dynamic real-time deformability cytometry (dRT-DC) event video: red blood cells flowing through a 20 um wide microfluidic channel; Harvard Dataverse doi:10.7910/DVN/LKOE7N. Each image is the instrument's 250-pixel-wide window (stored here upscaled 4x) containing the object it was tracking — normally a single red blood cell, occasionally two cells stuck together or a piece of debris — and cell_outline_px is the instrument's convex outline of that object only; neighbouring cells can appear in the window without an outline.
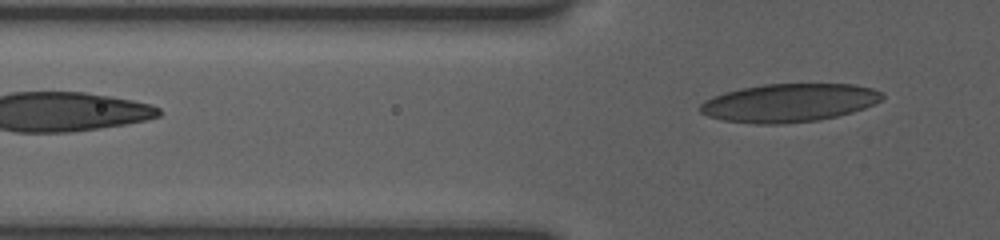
{"species": "human", "species_latin": "Homo sapiens", "temperature_condition": "room temperature", "stored_images_in_passage": 7, "segment_of_instrument_passage": [2, 2], "camera_frame_rate_fps": 3000, "um_per_image_px": 0.085, "donor": {"sex": "female"}, "frame": {"image": 1, "passage_image": 7, "time_ms": 3.0, "image_size_px": [1000, 240], "cell_outline_px": [[884, 100], [864, 108], [852, 112], [820, 120], [784, 124], [756, 124], [724, 120], [708, 116], [700, 112], [700, 104], [704, 100], [712, 96], [724, 92], [740, 88], [764, 84], [856, 84], [872, 88], [880, 92], [884, 96]], "centroid_in_image_um": [67.07, 8.74], "position_along_channel_um": 58.7, "area_um2": 40.86}}